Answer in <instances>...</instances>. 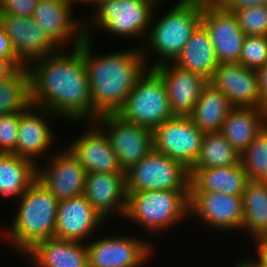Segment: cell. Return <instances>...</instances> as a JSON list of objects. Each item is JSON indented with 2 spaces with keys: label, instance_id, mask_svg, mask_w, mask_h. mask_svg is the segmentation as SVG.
Listing matches in <instances>:
<instances>
[{
  "label": "cell",
  "instance_id": "6da1fadb",
  "mask_svg": "<svg viewBox=\"0 0 267 267\" xmlns=\"http://www.w3.org/2000/svg\"><path fill=\"white\" fill-rule=\"evenodd\" d=\"M72 53H58L31 62V104L71 122H94L92 100L86 66L82 57V42Z\"/></svg>",
  "mask_w": 267,
  "mask_h": 267
},
{
  "label": "cell",
  "instance_id": "7a4b0ae2",
  "mask_svg": "<svg viewBox=\"0 0 267 267\" xmlns=\"http://www.w3.org/2000/svg\"><path fill=\"white\" fill-rule=\"evenodd\" d=\"M91 41L89 38L82 41V57L88 74L92 115L97 119L117 114L122 109L148 66L141 47L94 55Z\"/></svg>",
  "mask_w": 267,
  "mask_h": 267
},
{
  "label": "cell",
  "instance_id": "3957f363",
  "mask_svg": "<svg viewBox=\"0 0 267 267\" xmlns=\"http://www.w3.org/2000/svg\"><path fill=\"white\" fill-rule=\"evenodd\" d=\"M18 200L17 212L4 238L24 255L38 242L54 237L59 200L38 178Z\"/></svg>",
  "mask_w": 267,
  "mask_h": 267
},
{
  "label": "cell",
  "instance_id": "277c9868",
  "mask_svg": "<svg viewBox=\"0 0 267 267\" xmlns=\"http://www.w3.org/2000/svg\"><path fill=\"white\" fill-rule=\"evenodd\" d=\"M202 10L203 0H178L157 21L154 20L156 13L153 12L145 44L141 48L144 60L150 69L175 61L190 39L192 32L201 23ZM149 52H154L155 56H159L154 64L148 61L150 60L148 54L152 57Z\"/></svg>",
  "mask_w": 267,
  "mask_h": 267
},
{
  "label": "cell",
  "instance_id": "5b68a950",
  "mask_svg": "<svg viewBox=\"0 0 267 267\" xmlns=\"http://www.w3.org/2000/svg\"><path fill=\"white\" fill-rule=\"evenodd\" d=\"M124 218L150 233L163 232L189 218L190 190L127 191ZM189 216V217H188Z\"/></svg>",
  "mask_w": 267,
  "mask_h": 267
},
{
  "label": "cell",
  "instance_id": "8992f818",
  "mask_svg": "<svg viewBox=\"0 0 267 267\" xmlns=\"http://www.w3.org/2000/svg\"><path fill=\"white\" fill-rule=\"evenodd\" d=\"M155 0H105L98 2L92 17L84 18V37L92 39L95 27L118 37L145 38L148 34ZM90 29V30H89ZM92 29V30H91ZM144 36V37H143Z\"/></svg>",
  "mask_w": 267,
  "mask_h": 267
},
{
  "label": "cell",
  "instance_id": "52a82bcc",
  "mask_svg": "<svg viewBox=\"0 0 267 267\" xmlns=\"http://www.w3.org/2000/svg\"><path fill=\"white\" fill-rule=\"evenodd\" d=\"M117 115L129 123L152 130L175 116L165 83L154 69L148 68L137 80Z\"/></svg>",
  "mask_w": 267,
  "mask_h": 267
},
{
  "label": "cell",
  "instance_id": "ba28073f",
  "mask_svg": "<svg viewBox=\"0 0 267 267\" xmlns=\"http://www.w3.org/2000/svg\"><path fill=\"white\" fill-rule=\"evenodd\" d=\"M127 191L190 190V171L154 149L126 172Z\"/></svg>",
  "mask_w": 267,
  "mask_h": 267
},
{
  "label": "cell",
  "instance_id": "9c48e42d",
  "mask_svg": "<svg viewBox=\"0 0 267 267\" xmlns=\"http://www.w3.org/2000/svg\"><path fill=\"white\" fill-rule=\"evenodd\" d=\"M94 122L108 137L124 172L154 149L152 129L129 123L117 114L98 117Z\"/></svg>",
  "mask_w": 267,
  "mask_h": 267
},
{
  "label": "cell",
  "instance_id": "30bf717a",
  "mask_svg": "<svg viewBox=\"0 0 267 267\" xmlns=\"http://www.w3.org/2000/svg\"><path fill=\"white\" fill-rule=\"evenodd\" d=\"M203 135L190 116L175 115L153 130L154 150L190 169L198 159Z\"/></svg>",
  "mask_w": 267,
  "mask_h": 267
},
{
  "label": "cell",
  "instance_id": "8fae6325",
  "mask_svg": "<svg viewBox=\"0 0 267 267\" xmlns=\"http://www.w3.org/2000/svg\"><path fill=\"white\" fill-rule=\"evenodd\" d=\"M89 242H86L89 267H142L153 251L151 243L141 236H102Z\"/></svg>",
  "mask_w": 267,
  "mask_h": 267
},
{
  "label": "cell",
  "instance_id": "7c38bea8",
  "mask_svg": "<svg viewBox=\"0 0 267 267\" xmlns=\"http://www.w3.org/2000/svg\"><path fill=\"white\" fill-rule=\"evenodd\" d=\"M189 215L216 231L242 230V196L223 192H190Z\"/></svg>",
  "mask_w": 267,
  "mask_h": 267
},
{
  "label": "cell",
  "instance_id": "4fadbf2b",
  "mask_svg": "<svg viewBox=\"0 0 267 267\" xmlns=\"http://www.w3.org/2000/svg\"><path fill=\"white\" fill-rule=\"evenodd\" d=\"M0 26L8 35L17 58L25 66L61 50L32 17L0 13Z\"/></svg>",
  "mask_w": 267,
  "mask_h": 267
},
{
  "label": "cell",
  "instance_id": "5bb4252c",
  "mask_svg": "<svg viewBox=\"0 0 267 267\" xmlns=\"http://www.w3.org/2000/svg\"><path fill=\"white\" fill-rule=\"evenodd\" d=\"M201 24L209 33L220 63H239L245 34L236 16L222 5L203 0Z\"/></svg>",
  "mask_w": 267,
  "mask_h": 267
},
{
  "label": "cell",
  "instance_id": "9a60e30c",
  "mask_svg": "<svg viewBox=\"0 0 267 267\" xmlns=\"http://www.w3.org/2000/svg\"><path fill=\"white\" fill-rule=\"evenodd\" d=\"M46 157L49 159L44 168L40 163L37 165V178L41 183L59 201L83 195L87 172L73 153L64 148Z\"/></svg>",
  "mask_w": 267,
  "mask_h": 267
},
{
  "label": "cell",
  "instance_id": "2e32d148",
  "mask_svg": "<svg viewBox=\"0 0 267 267\" xmlns=\"http://www.w3.org/2000/svg\"><path fill=\"white\" fill-rule=\"evenodd\" d=\"M73 12L66 0H38L32 19L61 49L68 42L76 48L85 39L84 20L72 18Z\"/></svg>",
  "mask_w": 267,
  "mask_h": 267
},
{
  "label": "cell",
  "instance_id": "e0dca14e",
  "mask_svg": "<svg viewBox=\"0 0 267 267\" xmlns=\"http://www.w3.org/2000/svg\"><path fill=\"white\" fill-rule=\"evenodd\" d=\"M84 195L58 202L54 237L86 243L105 221Z\"/></svg>",
  "mask_w": 267,
  "mask_h": 267
},
{
  "label": "cell",
  "instance_id": "ac0fdd59",
  "mask_svg": "<svg viewBox=\"0 0 267 267\" xmlns=\"http://www.w3.org/2000/svg\"><path fill=\"white\" fill-rule=\"evenodd\" d=\"M233 107H260L258 74L240 63H219L208 81Z\"/></svg>",
  "mask_w": 267,
  "mask_h": 267
},
{
  "label": "cell",
  "instance_id": "d6986e66",
  "mask_svg": "<svg viewBox=\"0 0 267 267\" xmlns=\"http://www.w3.org/2000/svg\"><path fill=\"white\" fill-rule=\"evenodd\" d=\"M38 113V114H37ZM57 118L47 109L30 105L24 112L20 113L18 140L16 155L29 159L35 164L41 155L48 151L54 141L49 119ZM49 148V149H48ZM37 157V158H36Z\"/></svg>",
  "mask_w": 267,
  "mask_h": 267
},
{
  "label": "cell",
  "instance_id": "ffe728a7",
  "mask_svg": "<svg viewBox=\"0 0 267 267\" xmlns=\"http://www.w3.org/2000/svg\"><path fill=\"white\" fill-rule=\"evenodd\" d=\"M67 148L79 160L86 172L125 173L108 137L95 122H90L87 131L73 140Z\"/></svg>",
  "mask_w": 267,
  "mask_h": 267
},
{
  "label": "cell",
  "instance_id": "44dd1931",
  "mask_svg": "<svg viewBox=\"0 0 267 267\" xmlns=\"http://www.w3.org/2000/svg\"><path fill=\"white\" fill-rule=\"evenodd\" d=\"M83 195L106 221L114 212L124 218L128 196L126 174L87 172Z\"/></svg>",
  "mask_w": 267,
  "mask_h": 267
},
{
  "label": "cell",
  "instance_id": "7402d4cb",
  "mask_svg": "<svg viewBox=\"0 0 267 267\" xmlns=\"http://www.w3.org/2000/svg\"><path fill=\"white\" fill-rule=\"evenodd\" d=\"M153 69L165 83L173 114L189 116L208 81L201 75L181 69L173 63L162 64Z\"/></svg>",
  "mask_w": 267,
  "mask_h": 267
},
{
  "label": "cell",
  "instance_id": "603a6c76",
  "mask_svg": "<svg viewBox=\"0 0 267 267\" xmlns=\"http://www.w3.org/2000/svg\"><path fill=\"white\" fill-rule=\"evenodd\" d=\"M23 256L35 267H89L86 243L55 237L38 242Z\"/></svg>",
  "mask_w": 267,
  "mask_h": 267
},
{
  "label": "cell",
  "instance_id": "cb8c5ba5",
  "mask_svg": "<svg viewBox=\"0 0 267 267\" xmlns=\"http://www.w3.org/2000/svg\"><path fill=\"white\" fill-rule=\"evenodd\" d=\"M190 192H218L242 196L248 177L242 163L223 167L189 169Z\"/></svg>",
  "mask_w": 267,
  "mask_h": 267
},
{
  "label": "cell",
  "instance_id": "d4e9b609",
  "mask_svg": "<svg viewBox=\"0 0 267 267\" xmlns=\"http://www.w3.org/2000/svg\"><path fill=\"white\" fill-rule=\"evenodd\" d=\"M267 124L265 107H233L221 127V134L242 154Z\"/></svg>",
  "mask_w": 267,
  "mask_h": 267
},
{
  "label": "cell",
  "instance_id": "484cf974",
  "mask_svg": "<svg viewBox=\"0 0 267 267\" xmlns=\"http://www.w3.org/2000/svg\"><path fill=\"white\" fill-rule=\"evenodd\" d=\"M219 63L209 33L201 23L173 62L177 67L201 75L207 81Z\"/></svg>",
  "mask_w": 267,
  "mask_h": 267
},
{
  "label": "cell",
  "instance_id": "4316f807",
  "mask_svg": "<svg viewBox=\"0 0 267 267\" xmlns=\"http://www.w3.org/2000/svg\"><path fill=\"white\" fill-rule=\"evenodd\" d=\"M37 179V164L14 153H0V197L17 198Z\"/></svg>",
  "mask_w": 267,
  "mask_h": 267
},
{
  "label": "cell",
  "instance_id": "83f0119b",
  "mask_svg": "<svg viewBox=\"0 0 267 267\" xmlns=\"http://www.w3.org/2000/svg\"><path fill=\"white\" fill-rule=\"evenodd\" d=\"M232 108L228 98L207 83L202 88L195 108L189 116L204 133L220 132L223 122Z\"/></svg>",
  "mask_w": 267,
  "mask_h": 267
},
{
  "label": "cell",
  "instance_id": "f1b7e54d",
  "mask_svg": "<svg viewBox=\"0 0 267 267\" xmlns=\"http://www.w3.org/2000/svg\"><path fill=\"white\" fill-rule=\"evenodd\" d=\"M242 203V230H246L254 241L267 230V182L248 181Z\"/></svg>",
  "mask_w": 267,
  "mask_h": 267
},
{
  "label": "cell",
  "instance_id": "f546056e",
  "mask_svg": "<svg viewBox=\"0 0 267 267\" xmlns=\"http://www.w3.org/2000/svg\"><path fill=\"white\" fill-rule=\"evenodd\" d=\"M30 105V73L25 66L0 81V115L21 113Z\"/></svg>",
  "mask_w": 267,
  "mask_h": 267
},
{
  "label": "cell",
  "instance_id": "4dcf8cb0",
  "mask_svg": "<svg viewBox=\"0 0 267 267\" xmlns=\"http://www.w3.org/2000/svg\"><path fill=\"white\" fill-rule=\"evenodd\" d=\"M240 153L226 140L221 132L203 135L198 159L190 169L223 167L240 163Z\"/></svg>",
  "mask_w": 267,
  "mask_h": 267
},
{
  "label": "cell",
  "instance_id": "1f68e13d",
  "mask_svg": "<svg viewBox=\"0 0 267 267\" xmlns=\"http://www.w3.org/2000/svg\"><path fill=\"white\" fill-rule=\"evenodd\" d=\"M240 156L249 181L267 182V124Z\"/></svg>",
  "mask_w": 267,
  "mask_h": 267
},
{
  "label": "cell",
  "instance_id": "d6a6232c",
  "mask_svg": "<svg viewBox=\"0 0 267 267\" xmlns=\"http://www.w3.org/2000/svg\"><path fill=\"white\" fill-rule=\"evenodd\" d=\"M227 11L233 12L246 36H267V5Z\"/></svg>",
  "mask_w": 267,
  "mask_h": 267
},
{
  "label": "cell",
  "instance_id": "836d02e7",
  "mask_svg": "<svg viewBox=\"0 0 267 267\" xmlns=\"http://www.w3.org/2000/svg\"><path fill=\"white\" fill-rule=\"evenodd\" d=\"M239 63L257 70L267 63V36H245Z\"/></svg>",
  "mask_w": 267,
  "mask_h": 267
},
{
  "label": "cell",
  "instance_id": "e575fe53",
  "mask_svg": "<svg viewBox=\"0 0 267 267\" xmlns=\"http://www.w3.org/2000/svg\"><path fill=\"white\" fill-rule=\"evenodd\" d=\"M20 113L0 115V153L16 154Z\"/></svg>",
  "mask_w": 267,
  "mask_h": 267
},
{
  "label": "cell",
  "instance_id": "d590c367",
  "mask_svg": "<svg viewBox=\"0 0 267 267\" xmlns=\"http://www.w3.org/2000/svg\"><path fill=\"white\" fill-rule=\"evenodd\" d=\"M38 0H0V13L32 17Z\"/></svg>",
  "mask_w": 267,
  "mask_h": 267
},
{
  "label": "cell",
  "instance_id": "8d00e7d4",
  "mask_svg": "<svg viewBox=\"0 0 267 267\" xmlns=\"http://www.w3.org/2000/svg\"><path fill=\"white\" fill-rule=\"evenodd\" d=\"M0 56L5 57L16 69L25 67V65L17 58L15 51L11 45L8 35L0 26Z\"/></svg>",
  "mask_w": 267,
  "mask_h": 267
},
{
  "label": "cell",
  "instance_id": "74e56055",
  "mask_svg": "<svg viewBox=\"0 0 267 267\" xmlns=\"http://www.w3.org/2000/svg\"><path fill=\"white\" fill-rule=\"evenodd\" d=\"M256 71L258 74L260 107L267 109V63Z\"/></svg>",
  "mask_w": 267,
  "mask_h": 267
},
{
  "label": "cell",
  "instance_id": "f35d334b",
  "mask_svg": "<svg viewBox=\"0 0 267 267\" xmlns=\"http://www.w3.org/2000/svg\"><path fill=\"white\" fill-rule=\"evenodd\" d=\"M221 5L226 10H238L251 6L267 5V0H225Z\"/></svg>",
  "mask_w": 267,
  "mask_h": 267
},
{
  "label": "cell",
  "instance_id": "ab89813d",
  "mask_svg": "<svg viewBox=\"0 0 267 267\" xmlns=\"http://www.w3.org/2000/svg\"><path fill=\"white\" fill-rule=\"evenodd\" d=\"M256 255L258 256L257 258H244L243 260H240V263L244 267H267V254H263L259 252L258 250L256 251Z\"/></svg>",
  "mask_w": 267,
  "mask_h": 267
},
{
  "label": "cell",
  "instance_id": "60d3db41",
  "mask_svg": "<svg viewBox=\"0 0 267 267\" xmlns=\"http://www.w3.org/2000/svg\"><path fill=\"white\" fill-rule=\"evenodd\" d=\"M16 68L5 58L0 56V81L9 77Z\"/></svg>",
  "mask_w": 267,
  "mask_h": 267
},
{
  "label": "cell",
  "instance_id": "b9f144b4",
  "mask_svg": "<svg viewBox=\"0 0 267 267\" xmlns=\"http://www.w3.org/2000/svg\"><path fill=\"white\" fill-rule=\"evenodd\" d=\"M254 242L256 244V250L263 254H267V230L259 236Z\"/></svg>",
  "mask_w": 267,
  "mask_h": 267
},
{
  "label": "cell",
  "instance_id": "7bdbcfd3",
  "mask_svg": "<svg viewBox=\"0 0 267 267\" xmlns=\"http://www.w3.org/2000/svg\"><path fill=\"white\" fill-rule=\"evenodd\" d=\"M69 4V6L72 8L73 5L75 7L76 3L78 4H81V3H84L86 5H93L95 8L96 6L98 5V0H66Z\"/></svg>",
  "mask_w": 267,
  "mask_h": 267
},
{
  "label": "cell",
  "instance_id": "ee69618b",
  "mask_svg": "<svg viewBox=\"0 0 267 267\" xmlns=\"http://www.w3.org/2000/svg\"><path fill=\"white\" fill-rule=\"evenodd\" d=\"M209 3L221 5L225 0H206Z\"/></svg>",
  "mask_w": 267,
  "mask_h": 267
},
{
  "label": "cell",
  "instance_id": "f6af8a7d",
  "mask_svg": "<svg viewBox=\"0 0 267 267\" xmlns=\"http://www.w3.org/2000/svg\"><path fill=\"white\" fill-rule=\"evenodd\" d=\"M234 267H244L240 262H238Z\"/></svg>",
  "mask_w": 267,
  "mask_h": 267
}]
</instances>
